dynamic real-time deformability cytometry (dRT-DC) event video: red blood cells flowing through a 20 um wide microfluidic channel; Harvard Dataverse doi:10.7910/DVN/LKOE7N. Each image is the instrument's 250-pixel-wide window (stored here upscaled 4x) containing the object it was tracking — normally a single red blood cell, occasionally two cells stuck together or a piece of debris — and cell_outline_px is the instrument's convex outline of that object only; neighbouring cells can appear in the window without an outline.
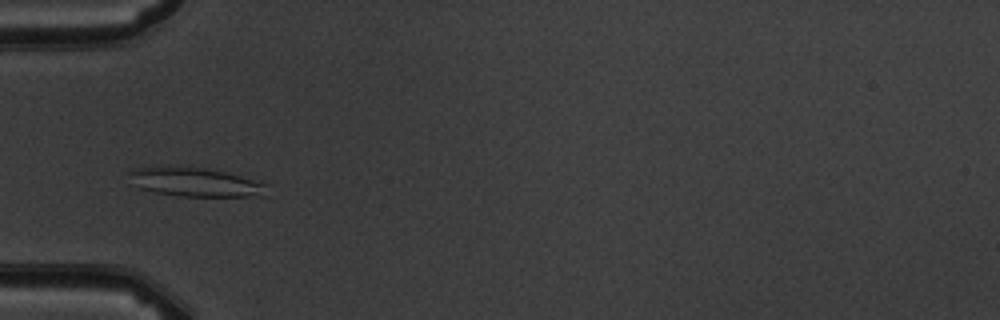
{"species": "common noctule bat (a hibernating species)", "species_latin": "Nyctalus noctula", "temperature_condition": "warm", "stored_images_in_passage": 5, "camera_frame_rate_fps": 3000, "um_per_image_px": 0.085, "animal": {"sex": "male", "body_mass_g": 19.5, "forearm_length_mm": 54.6}, "frame": {"image": 1, "passage_image": 3, "time_ms": 2.0, "image_size_px": [1000, 320], "cell_outline_px": [[268, 184], [264, 196], [180, 196], [156, 192], [140, 188], [128, 172], [140, 168], [204, 168], [224, 172], [240, 176]], "centroid_in_image_um": [16.7, 15.51], "position_along_channel_um": 68.3, "area_um2": 22.14}}
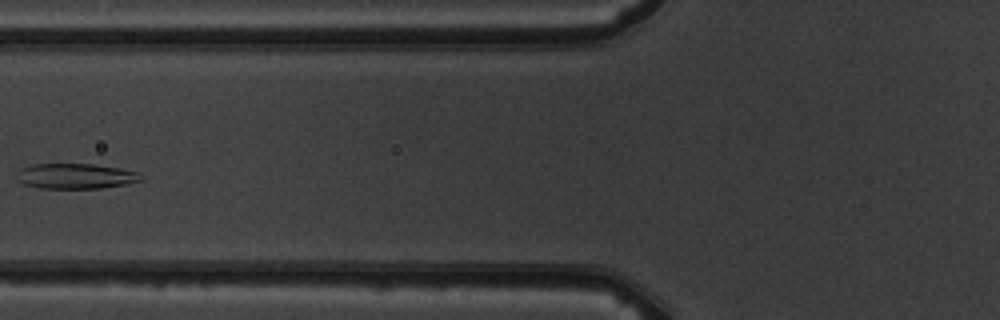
{"frame": {"image": 2, "passage_image": 4, "time_ms": 3.333, "image_size_px": [1000, 320], "cell_outline_px": [[144, 180], [128, 184], [100, 188], [40, 188], [24, 184], [16, 180], [16, 172], [20, 168], [32, 164], [92, 164], [120, 168], [140, 172]], "centroid_in_image_um": [6.43, 14.97], "position_along_channel_um": 119.4, "area_um2": 18.55}}